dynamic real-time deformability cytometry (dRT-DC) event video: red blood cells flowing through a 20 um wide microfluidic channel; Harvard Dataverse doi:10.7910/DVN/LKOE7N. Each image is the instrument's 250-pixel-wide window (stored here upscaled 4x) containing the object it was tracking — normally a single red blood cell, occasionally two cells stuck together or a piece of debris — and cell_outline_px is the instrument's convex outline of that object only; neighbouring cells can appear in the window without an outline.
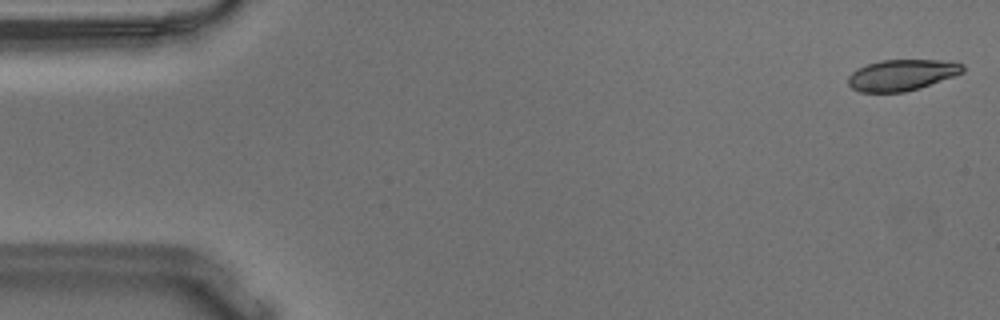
{"species": "Egyptian fruit bat (a non-hibernating species)", "species_latin": "Rousettus aegyptiacus", "temperature_condition": "warm", "stored_images_in_passage": 54, "camera_frame_rate_fps": 3000, "um_per_image_px": 0.085, "animal": {"sex": "male"}, "frame": {"image": 1, "passage_image": 1, "time_ms": 0.0, "image_size_px": [1000, 320], "cell_outline_px": [[964, 72], [920, 88], [904, 92], [860, 92], [852, 88], [848, 84], [848, 76], [856, 68], [880, 60], [952, 60], [964, 64]], "centroid_in_image_um": [76.67, 6.36], "position_along_channel_um": 8.3, "area_um2": 20.92}}
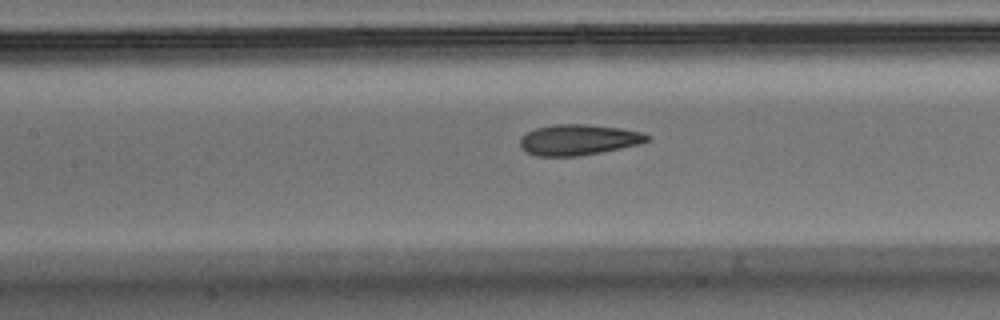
{"frame": {"image": 2, "passage_image": 24, "time_ms": 7.667, "image_size_px": [1000, 320], "cell_outline_px": [[652, 140], [640, 144], [600, 152], [576, 156], [536, 156], [520, 148], [520, 136], [524, 132], [536, 128], [552, 124], [584, 124], [620, 128], [640, 132], [652, 136]], "centroid_in_image_um": [49.15, 11.87], "position_along_channel_um": 158.3, "area_um2": 22.89}}
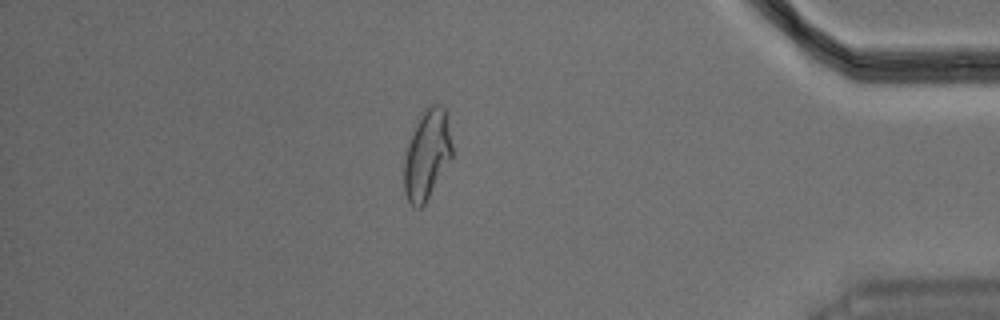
{"frame": {"image": 3, "passage_image": 47, "time_ms": 15.333, "image_size_px": [1000, 320], "cell_outline_px": [[452, 160], [424, 204], [420, 208], [416, 208], [408, 200], [404, 192], [404, 160], [412, 128], [420, 112], [424, 108], [432, 104], [440, 104], [444, 108], [452, 144]], "centroid_in_image_um": [36.28, 13.12], "position_along_channel_um": 398.9, "area_um2": 25.32}, "authors_computed_cell_mechanics": {"area_um2": 22.9466, "velocity_mm_per_s": 3.6365, "shape_relaxation_time_tau1_ms": null, "shape_relaxation_time_tau2_ms": 1.8849, "deformation_change_tau1": null, "deformation_change_tau2": 0.0634}}